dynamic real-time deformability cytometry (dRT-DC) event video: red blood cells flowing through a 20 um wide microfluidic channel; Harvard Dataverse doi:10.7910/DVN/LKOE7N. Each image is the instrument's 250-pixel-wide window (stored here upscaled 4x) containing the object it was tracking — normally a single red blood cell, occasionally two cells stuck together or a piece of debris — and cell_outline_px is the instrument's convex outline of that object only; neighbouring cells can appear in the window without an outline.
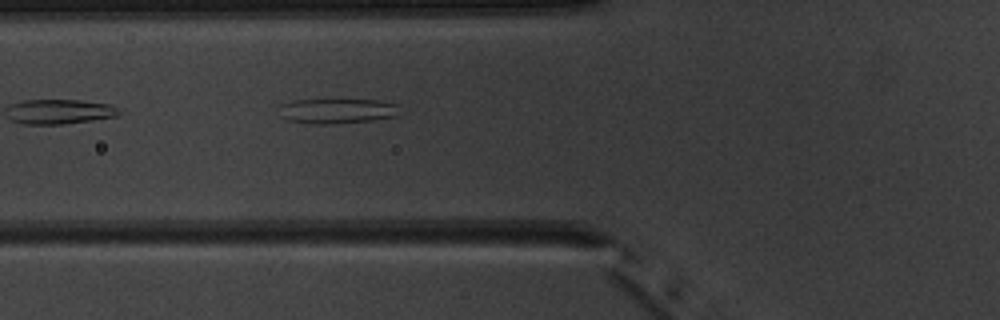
{"species": "common noctule bat (a hibernating species)", "species_latin": "Nyctalus noctula", "temperature_condition": "warm", "stored_images_in_passage": 6, "camera_frame_rate_fps": 3000, "um_per_image_px": 0.085, "animal": {"sex": "male", "body_mass_g": 20.1, "forearm_length_mm": 53.5}, "frame": {"image": 1, "passage_image": 6, "time_ms": 5.667, "image_size_px": [1000, 320], "cell_outline_px": [[400, 104], [396, 116], [372, 120], [328, 124], [316, 124], [284, 120], [280, 116], [280, 104], [292, 100], [380, 100]], "centroid_in_image_um": [28.63, 9.43], "position_along_channel_um": 97.2, "area_um2": 17.63}}